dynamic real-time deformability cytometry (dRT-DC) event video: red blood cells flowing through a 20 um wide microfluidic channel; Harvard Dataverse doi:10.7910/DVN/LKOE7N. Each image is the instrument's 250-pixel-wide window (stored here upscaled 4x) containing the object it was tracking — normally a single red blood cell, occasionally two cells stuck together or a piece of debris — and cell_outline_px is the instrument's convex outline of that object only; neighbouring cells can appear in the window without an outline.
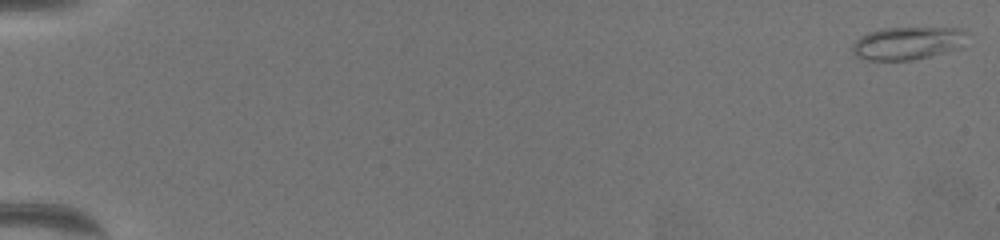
{"species": "common noctule bat (a hibernating species)", "species_latin": "Nyctalus noctula", "temperature_condition": "warm", "stored_images_in_passage": 64, "camera_frame_rate_fps": 3000, "um_per_image_px": 0.085, "animal": {"sex": "female", "body_mass_g": 19.5, "forearm_length_mm": 54.1}, "frame": {"image": 1, "passage_image": 1, "time_ms": 0.0, "image_size_px": [1000, 240], "cell_outline_px": [[968, 32], [956, 48], [928, 56], [912, 60], [864, 60], [856, 56], [852, 52], [852, 44], [860, 36], [868, 32], [884, 28], [964, 28]], "centroid_in_image_um": [77.05, 3.66], "position_along_channel_um": 7.9, "area_um2": 21.62}}
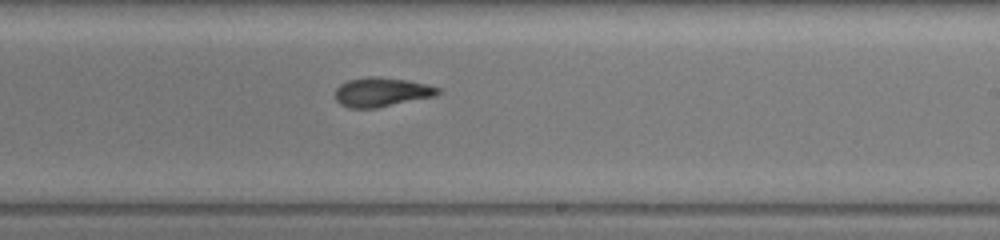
{"frame": {"image": 2, "passage_image": 41, "time_ms": 13.333, "image_size_px": [1000, 240], "cell_outline_px": [[440, 92], [436, 96], [376, 108], [348, 108], [340, 104], [336, 100], [336, 88], [340, 84], [348, 80], [368, 76], [376, 76], [408, 80], [440, 88]], "centroid_in_image_um": [32.42, 7.83], "position_along_channel_um": 256.6, "area_um2": 17.51}}
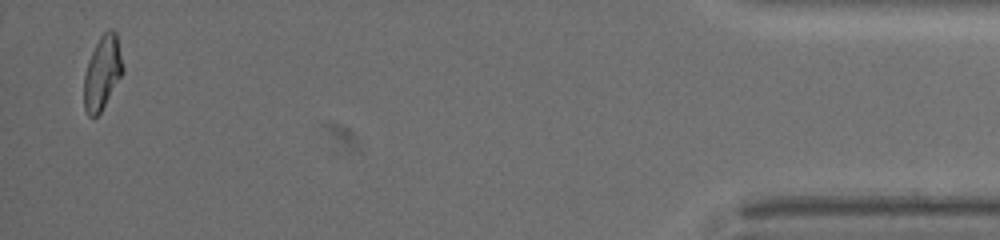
{"frame": {"image": 3, "passage_image": 63, "time_ms": 20.667, "image_size_px": [1000, 240], "cell_outline_px": [[124, 72], [100, 112], [96, 116], [88, 116], [84, 108], [84, 76], [88, 60], [100, 36], [108, 28], [112, 28], [116, 32], [124, 68]], "centroid_in_image_um": [8.71, 6.15], "position_along_channel_um": 426.5, "area_um2": 16.65}, "authors_computed_cell_mechanics": {"area_um2": 17.629, "velocity_mm_per_s": 3.3593, "shape_relaxation_time_tau1_ms": 6.4334, "shape_relaxation_time_tau2_ms": 2.3895, "deformation_change_tau1": 0.1976, "deformation_change_tau2": 0.0937}}